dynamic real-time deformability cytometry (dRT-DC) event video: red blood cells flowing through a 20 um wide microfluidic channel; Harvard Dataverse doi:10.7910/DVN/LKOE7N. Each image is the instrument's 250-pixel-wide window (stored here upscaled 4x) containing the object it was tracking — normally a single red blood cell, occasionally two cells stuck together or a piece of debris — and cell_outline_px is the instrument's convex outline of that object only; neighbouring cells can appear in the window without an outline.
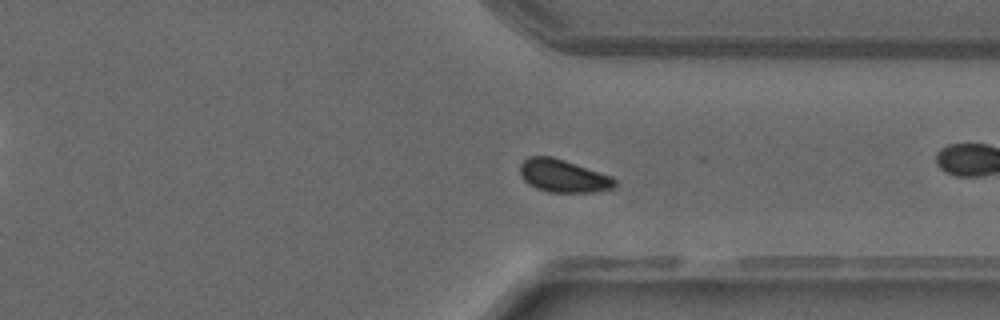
{"species": "common noctule bat (a hibernating species)", "species_latin": "Nyctalus noctula", "temperature_condition": "warm", "stored_images_in_passage": 47, "camera_frame_rate_fps": 3000, "um_per_image_px": 0.085, "animal": {"sex": "male", "forearm_length_mm": 52.5}, "frame": {"image": 1, "passage_image": 34, "time_ms": 11.0, "image_size_px": [1000, 320], "cell_outline_px": [[616, 188], [592, 192], [548, 192], [536, 188], [528, 184], [520, 176], [520, 164], [528, 156], [552, 156], [612, 176], [616, 180]], "centroid_in_image_um": [47.87, 14.95], "position_along_channel_um": 363.5, "area_um2": 18.21}}
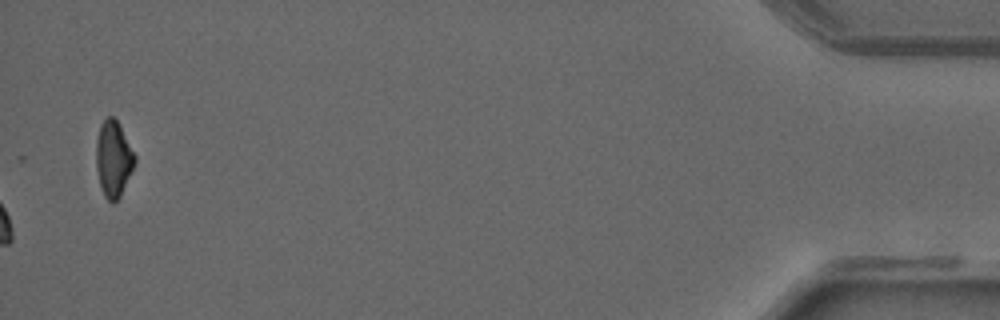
{"frame": {"image": 2, "passage_image": 47, "time_ms": 15.333, "image_size_px": [1000, 320], "cell_outline_px": [[136, 160], [120, 196], [112, 204], [104, 196], [100, 184], [96, 168], [96, 140], [100, 124], [108, 116], [112, 116], [120, 124], [136, 156]], "centroid_in_image_um": [9.63, 13.47], "position_along_channel_um": 425.6, "area_um2": 17.05}}